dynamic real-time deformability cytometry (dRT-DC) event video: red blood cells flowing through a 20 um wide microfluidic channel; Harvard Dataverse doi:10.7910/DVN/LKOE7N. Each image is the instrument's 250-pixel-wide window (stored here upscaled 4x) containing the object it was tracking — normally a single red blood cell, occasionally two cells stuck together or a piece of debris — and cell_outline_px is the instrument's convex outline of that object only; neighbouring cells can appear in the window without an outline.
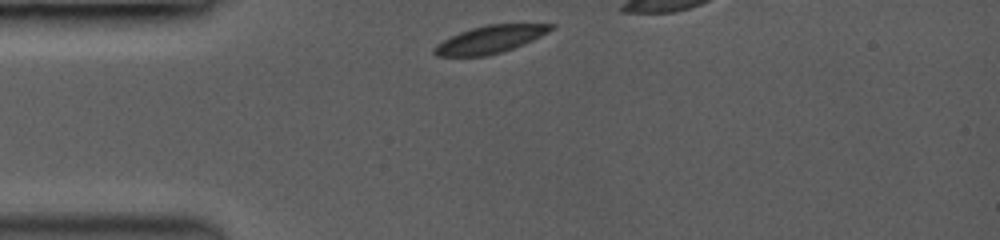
{"species": "common noctule bat (a hibernating species)", "species_latin": "Nyctalus noctula", "temperature_condition": "room temperature", "stored_images_in_passage": 16, "camera_frame_rate_fps": 3500, "um_per_image_px": 0.085, "animal": {"sex": "female", "body_mass_g": 19.0, "forearm_length_mm": 53.3}, "frame": {"image": 1, "passage_image": 1, "time_ms": 0.0, "image_size_px": [1000, 240], "cell_outline_px": [[556, 24], [548, 32], [532, 40], [512, 48], [500, 52], [484, 56], [436, 56], [432, 52], [432, 48], [436, 44], [460, 32], [472, 28], [488, 24]], "centroid_in_image_um": [41.61, 3.35], "position_along_channel_um": 43.4, "area_um2": 18.38}}
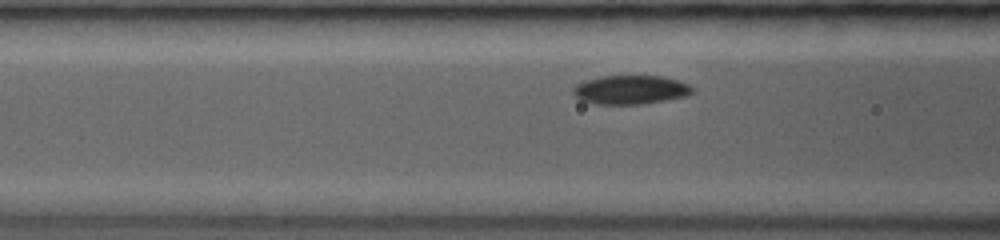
{"frame": {"image": 2, "passage_image": 9, "time_ms": 2.286, "image_size_px": [1000, 240], "cell_outline_px": [[692, 92], [684, 96], [636, 104], [596, 104], [580, 100], [572, 92], [572, 88], [576, 84], [588, 80], [604, 76], [660, 76], [676, 80], [688, 84], [692, 88]], "centroid_in_image_um": [53.52, 7.62], "position_along_channel_um": 113.1, "area_um2": 19.54}}
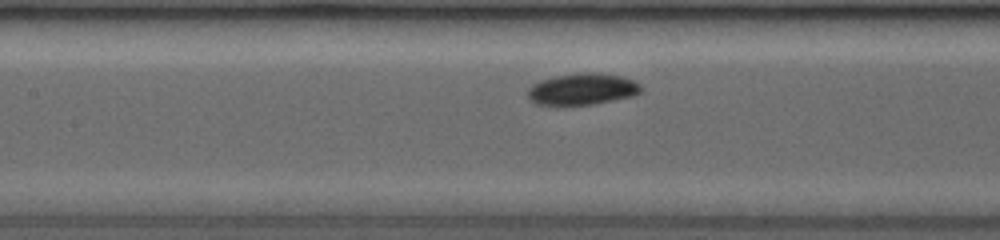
{"frame": {"image": 3, "passage_image": 13, "time_ms": 3.429, "image_size_px": [1000, 240], "cell_outline_px": [[640, 92], [628, 96], [588, 104], [536, 104], [528, 96], [528, 88], [532, 84], [540, 80], [556, 76], [580, 72], [592, 72], [620, 76], [632, 80], [640, 84]], "centroid_in_image_um": [49.44, 7.54], "position_along_channel_um": 158.0, "area_um2": 20.11}}